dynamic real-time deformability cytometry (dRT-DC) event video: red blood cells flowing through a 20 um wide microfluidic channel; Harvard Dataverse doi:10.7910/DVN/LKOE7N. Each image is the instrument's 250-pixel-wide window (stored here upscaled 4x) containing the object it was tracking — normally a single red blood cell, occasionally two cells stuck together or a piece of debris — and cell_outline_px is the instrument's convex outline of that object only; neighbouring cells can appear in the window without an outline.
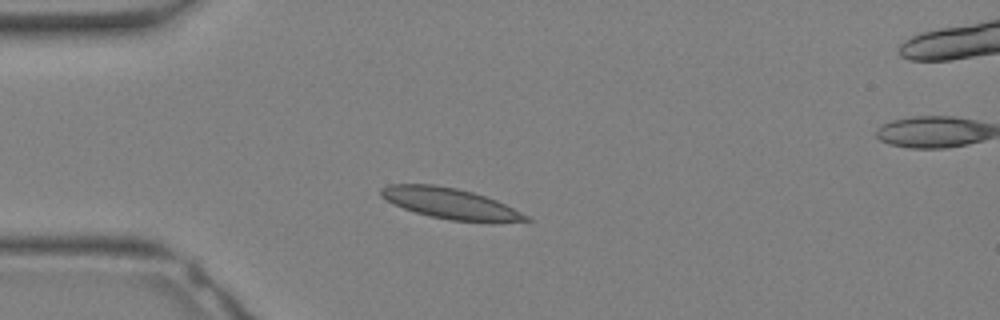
{"species": "Egyptian fruit bat (a non-hibernating species)", "species_latin": "Rousettus aegyptiacus", "temperature_condition": "warm", "stored_images_in_passage": 26, "segment_of_instrument_passage": [1, 2], "camera_frame_rate_fps": 3000, "um_per_image_px": 0.085, "animal": {"sex": "female"}, "frame": {"image": 1, "passage_image": 1, "time_ms": 0.0, "image_size_px": [1000, 320], "cell_outline_px": [[532, 220], [492, 224], [448, 220], [416, 212], [392, 204], [380, 196], [380, 188], [388, 184], [432, 184], [456, 188], [472, 192], [496, 200], [528, 216]], "centroid_in_image_um": [38.28, 17.32], "position_along_channel_um": 46.7, "area_um2": 26.24}}
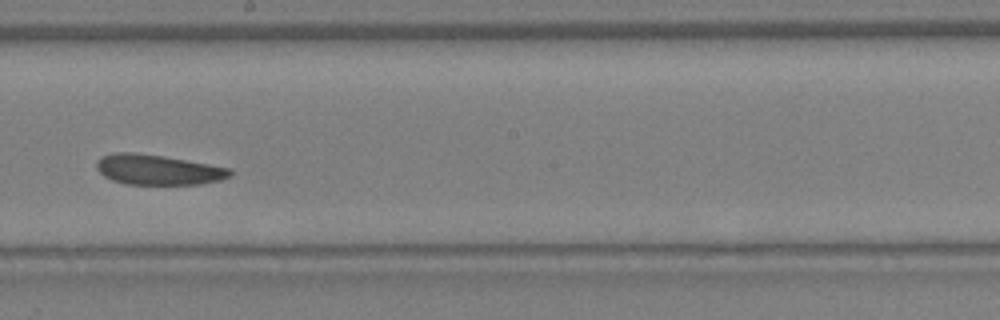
{"frame": {"image": 2, "passage_image": 11, "time_ms": 3.333, "image_size_px": [1000, 320], "cell_outline_px": [[232, 176], [220, 180], [200, 184], [124, 184], [112, 180], [104, 176], [96, 168], [96, 164], [104, 156], [116, 152], [132, 152], [164, 156], [232, 168]], "centroid_in_image_um": [13.47, 14.43], "position_along_channel_um": 234.7, "area_um2": 23.41}}
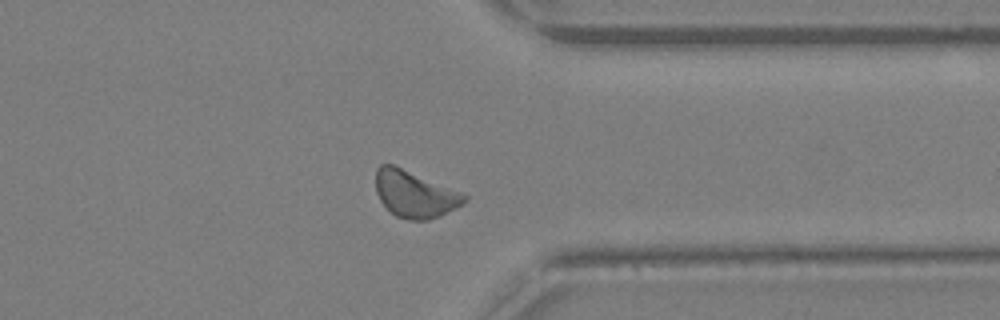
{"frame": {"image": 3, "passage_image": 18, "time_ms": 5.667, "image_size_px": [1000, 320], "cell_outline_px": [[468, 200], [464, 204], [440, 216], [428, 220], [408, 220], [396, 216], [380, 200], [376, 192], [376, 168], [380, 164], [392, 164], [468, 196]], "centroid_in_image_um": [35.24, 16.52], "position_along_channel_um": 376.2, "area_um2": 23.7}}